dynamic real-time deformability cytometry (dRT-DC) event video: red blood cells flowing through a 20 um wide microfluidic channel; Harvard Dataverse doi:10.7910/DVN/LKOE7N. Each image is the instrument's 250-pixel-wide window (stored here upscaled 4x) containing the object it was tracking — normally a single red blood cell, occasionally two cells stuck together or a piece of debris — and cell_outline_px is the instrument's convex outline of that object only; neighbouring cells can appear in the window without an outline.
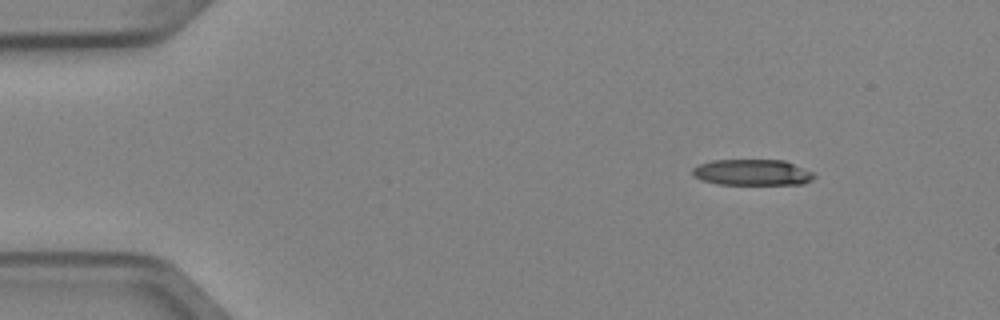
{"species": "Egyptian fruit bat (a non-hibernating species)", "species_latin": "Rousettus aegyptiacus", "temperature_condition": "cold", "stored_images_in_passage": 4, "camera_frame_rate_fps": 3000, "um_per_image_px": 0.085, "animal": {"sex": "female"}, "frame": {"image": 1, "passage_image": 1, "time_ms": 0.0, "image_size_px": [1000, 320], "cell_outline_px": [[816, 176], [812, 180], [804, 184], [716, 184], [700, 180], [692, 176], [692, 168], [700, 164], [712, 160], [784, 160], [816, 172]], "centroid_in_image_um": [63.96, 14.65], "position_along_channel_um": 21.0, "area_um2": 18.73}}
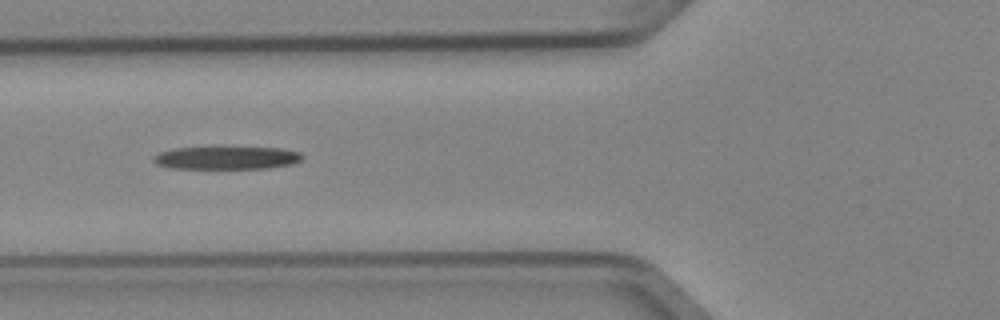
{"frame": {"image": 2, "passage_image": 4, "time_ms": 1.0, "image_size_px": [1000, 320], "cell_outline_px": [[304, 156], [300, 160], [292, 164], [268, 168], [168, 168], [156, 164], [152, 160], [152, 156], [160, 152], [176, 148], [284, 148], [300, 152]], "centroid_in_image_um": [19.26, 13.42], "position_along_channel_um": 106.5, "area_um2": 19.65}}